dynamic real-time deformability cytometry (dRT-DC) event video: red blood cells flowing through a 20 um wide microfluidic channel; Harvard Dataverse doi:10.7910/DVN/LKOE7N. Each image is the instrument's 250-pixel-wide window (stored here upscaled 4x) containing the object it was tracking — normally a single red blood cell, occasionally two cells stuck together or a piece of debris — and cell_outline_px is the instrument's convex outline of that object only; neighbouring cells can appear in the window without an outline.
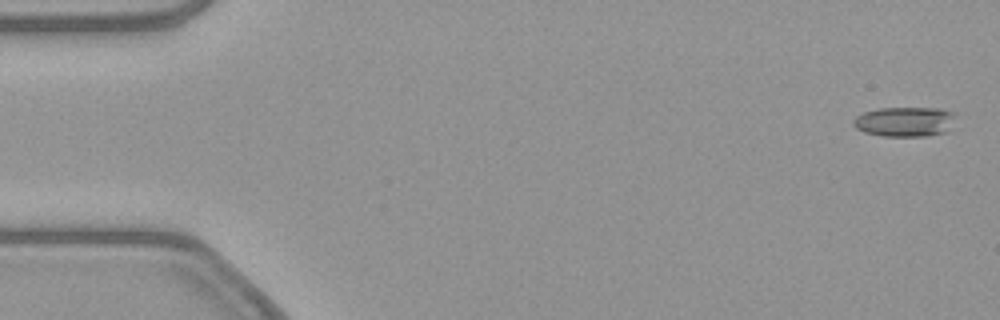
{"species": "common noctule bat (a hibernating species)", "species_latin": "Nyctalus noctula", "temperature_condition": "warm", "stored_images_in_passage": 8, "camera_frame_rate_fps": 3000, "um_per_image_px": 0.085, "animal": {"sex": "female", "body_mass_g": 21.9}, "frame": {"image": 1, "passage_image": 1, "time_ms": 0.0, "image_size_px": [1000, 320], "cell_outline_px": [[956, 116], [944, 132], [924, 136], [884, 136], [864, 132], [856, 128], [852, 124], [852, 120], [856, 116], [864, 112], [880, 108], [940, 108], [956, 112]], "centroid_in_image_um": [76.88, 10.33], "position_along_channel_um": 8.1, "area_um2": 17.69}}